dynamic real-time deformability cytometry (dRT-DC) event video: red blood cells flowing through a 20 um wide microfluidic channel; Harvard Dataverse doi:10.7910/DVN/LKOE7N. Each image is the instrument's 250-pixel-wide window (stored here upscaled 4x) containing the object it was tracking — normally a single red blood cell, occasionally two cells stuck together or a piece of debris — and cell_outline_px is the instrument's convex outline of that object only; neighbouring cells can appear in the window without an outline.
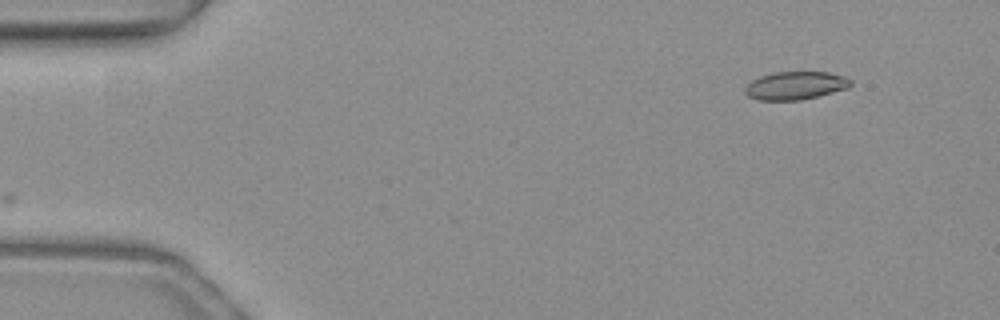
{"species": "common noctule bat (a hibernating species)", "species_latin": "Nyctalus noctula", "temperature_condition": "warm", "stored_images_in_passage": 33, "camera_frame_rate_fps": 3000, "um_per_image_px": 0.085, "animal": {"sex": "female", "body_mass_g": 19.3, "forearm_length_mm": 54.1}, "frame": {"image": 1, "passage_image": 1, "time_ms": 0.0, "image_size_px": [1000, 320], "cell_outline_px": [[852, 84], [848, 88], [800, 100], [760, 100], [748, 96], [744, 92], [744, 88], [752, 80], [760, 76], [772, 72], [828, 72], [844, 76], [852, 80]], "centroid_in_image_um": [67.6, 7.26], "position_along_channel_um": 17.4, "area_um2": 17.22}}
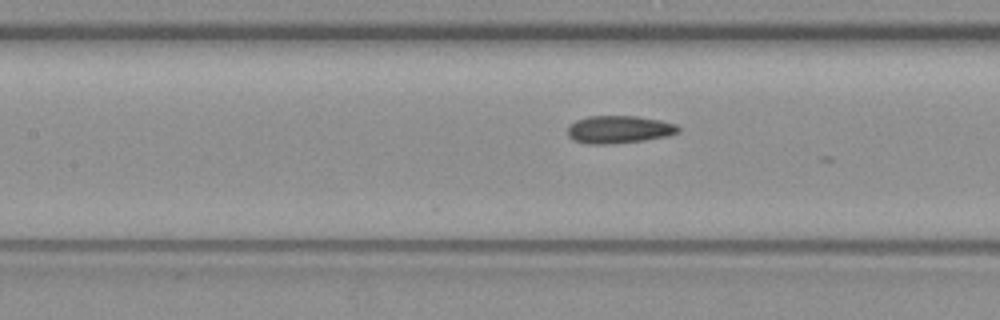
{"frame": {"image": 2, "passage_image": 19, "time_ms": 6.0, "image_size_px": [1000, 320], "cell_outline_px": [[680, 132], [668, 136], [644, 140], [612, 144], [588, 144], [572, 140], [568, 136], [568, 128], [576, 120], [588, 116], [636, 116], [660, 120], [676, 124], [680, 128]], "centroid_in_image_um": [52.63, 11.01], "position_along_channel_um": 154.8, "area_um2": 17.92}}
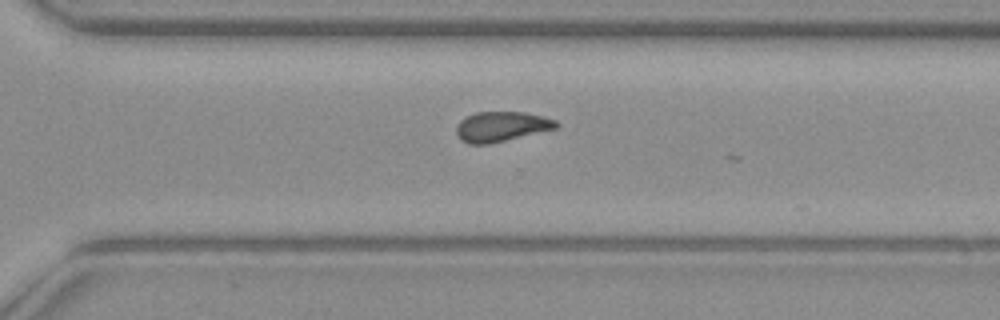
{"frame": {"image": 3, "passage_image": 32, "time_ms": 10.333, "image_size_px": [1000, 320], "cell_outline_px": [[560, 124], [556, 128], [488, 144], [468, 144], [460, 140], [456, 132], [456, 128], [460, 120], [476, 112], [524, 112], [556, 120]], "centroid_in_image_um": [42.58, 10.76], "position_along_channel_um": 328.0, "area_um2": 17.22}}